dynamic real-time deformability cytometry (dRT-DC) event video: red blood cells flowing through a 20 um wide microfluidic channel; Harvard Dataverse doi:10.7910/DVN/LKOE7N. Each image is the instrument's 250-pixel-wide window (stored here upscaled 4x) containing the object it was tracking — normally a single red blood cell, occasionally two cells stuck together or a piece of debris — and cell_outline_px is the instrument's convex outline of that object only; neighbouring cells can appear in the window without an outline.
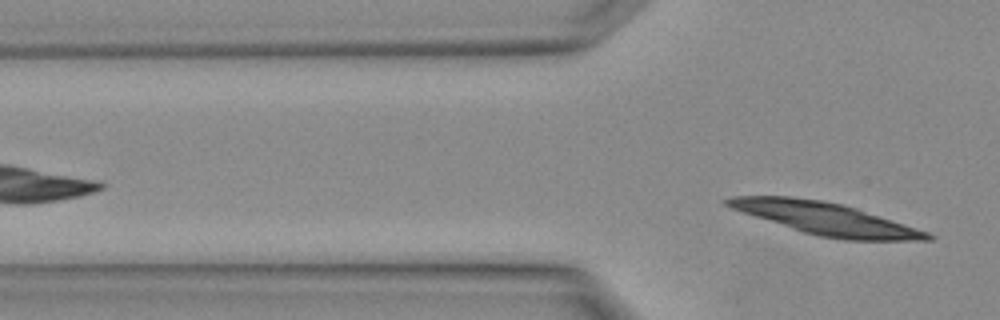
{"species": "Egyptian fruit bat (a non-hibernating species)", "species_latin": "Rousettus aegyptiacus", "temperature_condition": "warm", "stored_images_in_passage": 5, "camera_frame_rate_fps": 3000, "um_per_image_px": 0.085, "animal": {"sex": "female"}, "frame": {"image": 1, "passage_image": 5, "time_ms": 1.333, "image_size_px": [1000, 320], "cell_outline_px": [[936, 236], [932, 240], [844, 240], [820, 236], [804, 232], [732, 208], [724, 204], [720, 200], [728, 196], [792, 196], [824, 200], [844, 204], [928, 232]], "centroid_in_image_um": [70.17, 18.56], "position_along_channel_um": 55.6, "area_um2": 37.11}}